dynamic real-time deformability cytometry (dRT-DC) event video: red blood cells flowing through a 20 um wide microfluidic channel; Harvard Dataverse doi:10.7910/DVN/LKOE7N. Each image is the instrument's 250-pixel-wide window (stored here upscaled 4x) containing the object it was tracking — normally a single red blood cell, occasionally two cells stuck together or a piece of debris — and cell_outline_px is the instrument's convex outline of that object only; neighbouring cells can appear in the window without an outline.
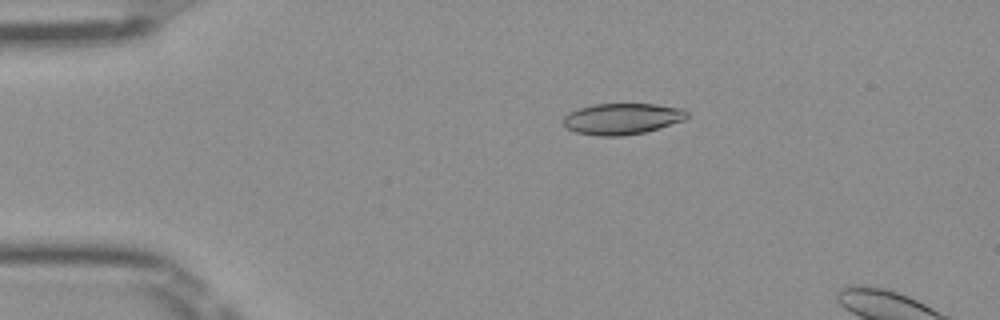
{"species": "Egyptian fruit bat (a non-hibernating species)", "species_latin": "Rousettus aegyptiacus", "temperature_condition": "room temperature", "stored_images_in_passage": 14, "camera_frame_rate_fps": 3000, "um_per_image_px": 0.085, "frame": {"image": 1, "passage_image": 10, "time_ms": 3.0, "image_size_px": [1000, 320], "cell_outline_px": [[688, 116], [684, 120], [644, 132], [624, 136], [600, 136], [576, 132], [568, 128], [564, 124], [564, 116], [568, 112], [592, 104], [656, 104], [684, 108], [688, 112]], "centroid_in_image_um": [52.89, 10.09], "position_along_channel_um": 32.1, "area_um2": 22.43}}